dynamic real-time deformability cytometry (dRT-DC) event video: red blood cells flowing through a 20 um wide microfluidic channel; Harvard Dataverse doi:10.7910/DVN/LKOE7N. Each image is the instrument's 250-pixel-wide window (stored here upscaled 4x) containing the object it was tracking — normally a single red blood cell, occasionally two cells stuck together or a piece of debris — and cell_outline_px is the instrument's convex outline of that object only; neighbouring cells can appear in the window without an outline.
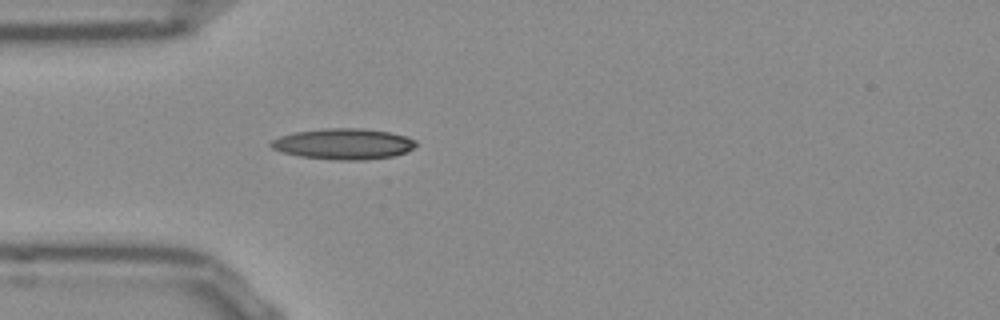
{"species": "Egyptian fruit bat (a non-hibernating species)", "species_latin": "Rousettus aegyptiacus", "temperature_condition": "room temperature", "stored_images_in_passage": 38, "camera_frame_rate_fps": 3000, "um_per_image_px": 0.085, "frame": {"image": 1, "passage_image": 1, "time_ms": 0.0, "image_size_px": [1000, 320], "cell_outline_px": [[416, 144], [412, 148], [404, 152], [392, 156], [364, 160], [336, 160], [300, 156], [280, 152], [272, 148], [268, 144], [272, 140], [280, 136], [296, 132], [328, 128], [360, 128], [388, 132], [404, 136], [416, 140]], "centroid_in_image_um": [29.15, 12.24], "position_along_channel_um": 55.8, "area_um2": 25.84}}
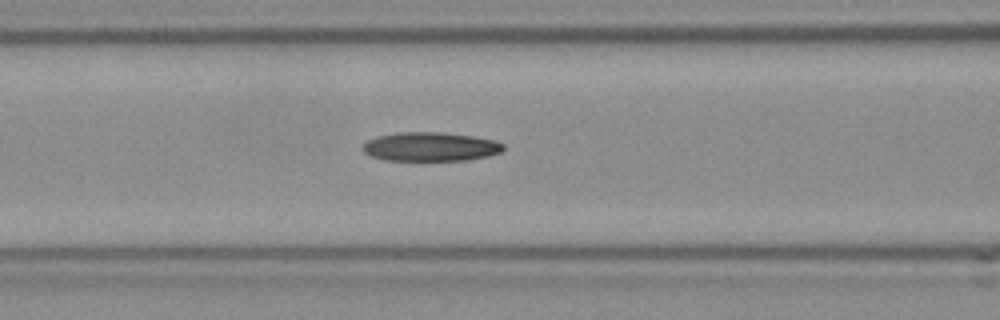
{"frame": {"image": 2, "passage_image": 7, "time_ms": 2.0, "image_size_px": [1000, 320], "cell_outline_px": [[504, 148], [500, 152], [488, 156], [468, 160], [384, 160], [372, 156], [364, 152], [360, 148], [368, 140], [376, 136], [400, 132], [440, 132], [472, 136], [496, 140], [504, 144]], "centroid_in_image_um": [36.58, 12.47], "position_along_channel_um": 130.0, "area_um2": 23.76}}
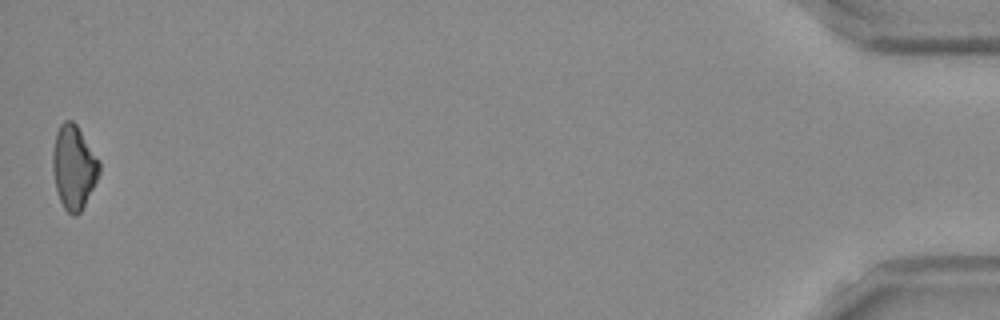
{"frame": {"image": 3, "passage_image": 38, "time_ms": 12.333, "image_size_px": [1000, 320], "cell_outline_px": [[100, 172], [80, 212], [76, 216], [72, 216], [64, 208], [60, 200], [56, 188], [52, 168], [52, 152], [56, 132], [60, 124], [64, 120], [72, 120], [76, 124], [100, 160]], "centroid_in_image_um": [6.26, 14.18], "position_along_channel_um": 428.9, "area_um2": 22.66}}